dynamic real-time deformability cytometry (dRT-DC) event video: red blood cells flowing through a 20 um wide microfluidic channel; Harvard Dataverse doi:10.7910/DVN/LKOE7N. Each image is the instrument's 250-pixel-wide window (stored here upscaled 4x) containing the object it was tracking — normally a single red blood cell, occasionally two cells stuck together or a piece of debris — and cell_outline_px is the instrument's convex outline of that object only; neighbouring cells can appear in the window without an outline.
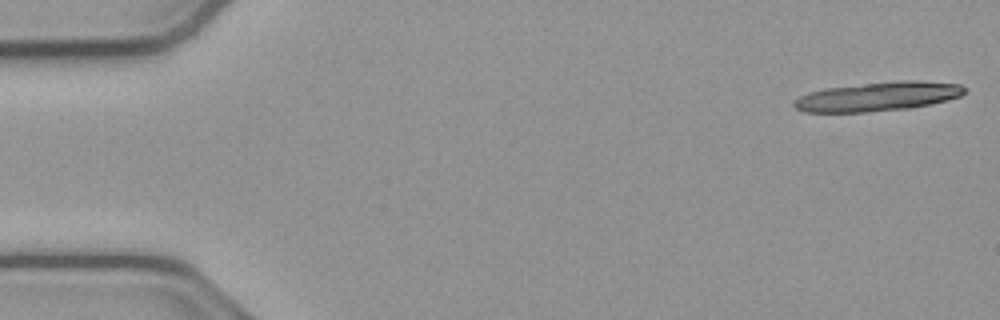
{"species": "common noctule bat (a hibernating species)", "species_latin": "Nyctalus noctula", "temperature_condition": "cold", "stored_images_in_passage": 11, "camera_frame_rate_fps": 3000, "um_per_image_px": 0.085, "animal": {"sex": "male", "body_mass_g": 23.1, "forearm_length_mm": 52.7}, "frame": {"image": 1, "passage_image": 1, "time_ms": 0.0, "image_size_px": [1000, 320], "cell_outline_px": [[964, 92], [960, 96], [948, 100], [932, 104], [912, 108], [864, 112], [804, 112], [796, 108], [792, 104], [792, 100], [808, 92], [824, 88], [900, 80], [920, 80], [960, 84], [964, 88]], "centroid_in_image_um": [74.6, 8.2], "position_along_channel_um": 10.4, "area_um2": 29.07}}